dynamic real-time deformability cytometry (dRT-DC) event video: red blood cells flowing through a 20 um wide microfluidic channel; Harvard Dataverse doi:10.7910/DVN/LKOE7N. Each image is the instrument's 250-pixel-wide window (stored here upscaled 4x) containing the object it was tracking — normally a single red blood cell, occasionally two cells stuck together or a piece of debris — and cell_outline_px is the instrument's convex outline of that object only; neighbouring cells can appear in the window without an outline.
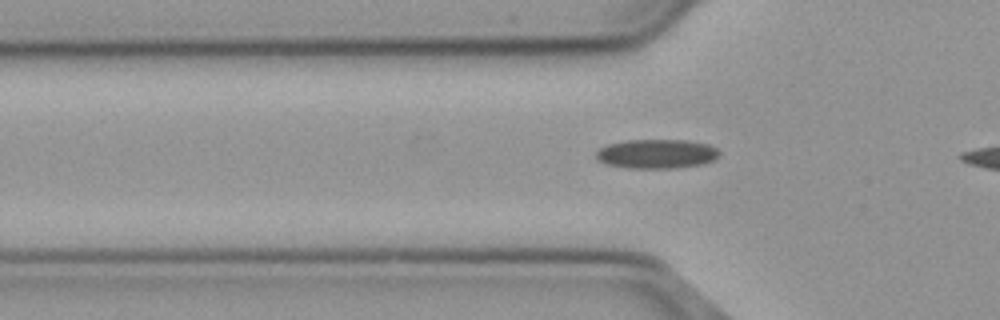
{"species": "common noctule bat (a hibernating species)", "species_latin": "Nyctalus noctula", "temperature_condition": "cold", "stored_images_in_passage": 31, "camera_frame_rate_fps": 3000, "um_per_image_px": 0.085, "animal": {"sex": "male", "body_mass_g": 23.1, "forearm_length_mm": 52.7}, "frame": {"image": 1, "passage_image": 4, "time_ms": 1.0, "image_size_px": [1000, 320], "cell_outline_px": [[720, 156], [716, 160], [704, 164], [676, 168], [628, 168], [604, 164], [596, 160], [596, 152], [600, 148], [608, 144], [628, 140], [688, 140], [708, 144], [716, 148], [720, 152]], "centroid_in_image_um": [55.84, 13.08], "position_along_channel_um": 70.0, "area_um2": 21.33}}
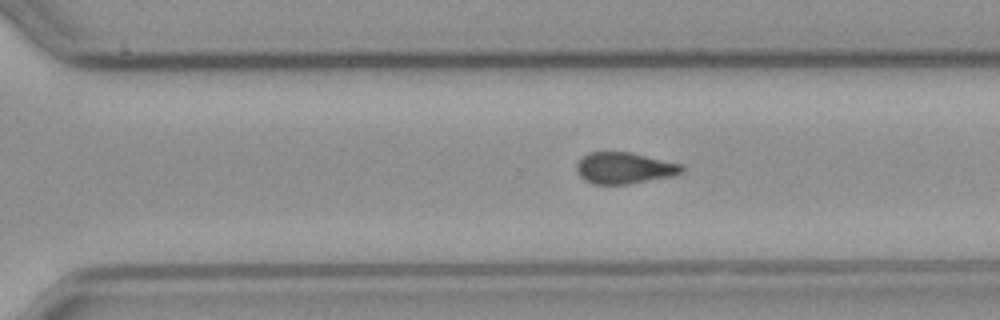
{"frame": {"image": 2, "passage_image": 24, "time_ms": 7.667, "image_size_px": [1000, 320], "cell_outline_px": [[684, 172], [672, 176], [628, 184], [592, 184], [584, 180], [580, 176], [576, 168], [576, 164], [588, 152], [632, 152], [680, 164], [684, 168]], "centroid_in_image_um": [53.06, 14.28], "position_along_channel_um": 317.5, "area_um2": 19.19}}
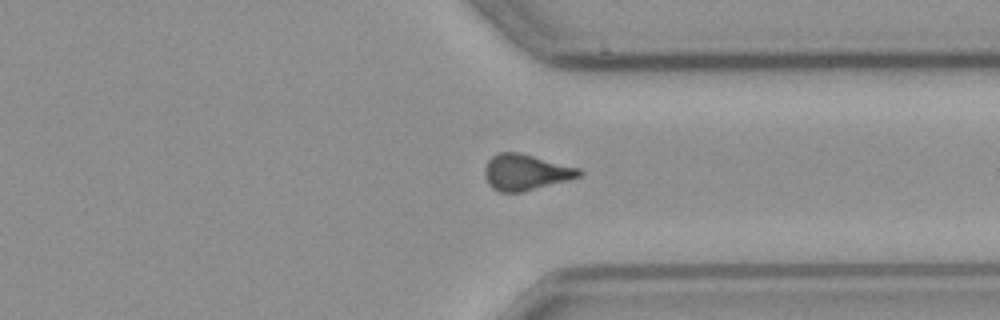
{"frame": {"image": 3, "passage_image": 28, "time_ms": 9.0, "image_size_px": [1000, 320], "cell_outline_px": [[584, 172], [580, 176], [520, 192], [500, 192], [492, 188], [488, 184], [484, 176], [484, 168], [488, 160], [492, 156], [500, 152], [516, 152], [580, 168]], "centroid_in_image_um": [44.63, 14.63], "position_along_channel_um": 366.8, "area_um2": 19.42}}